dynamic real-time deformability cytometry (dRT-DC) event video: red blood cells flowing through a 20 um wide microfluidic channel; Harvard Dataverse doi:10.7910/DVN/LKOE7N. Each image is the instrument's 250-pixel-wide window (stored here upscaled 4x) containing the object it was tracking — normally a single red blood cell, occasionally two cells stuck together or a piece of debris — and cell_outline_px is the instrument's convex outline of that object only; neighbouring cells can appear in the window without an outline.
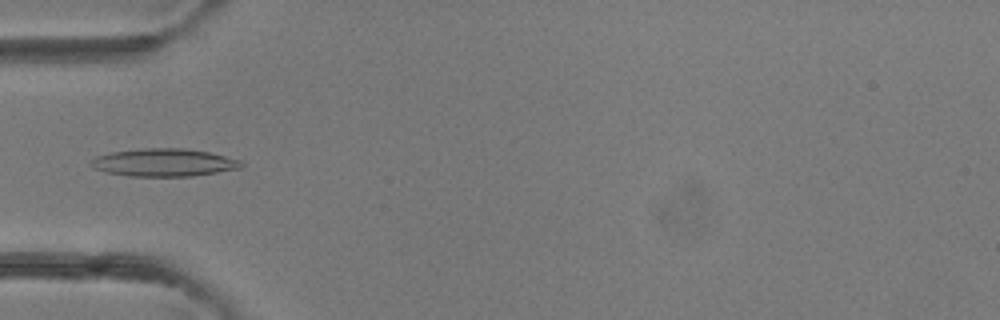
{"species": "common noctule bat (a hibernating species)", "species_latin": "Nyctalus noctula", "temperature_condition": "room temperature", "stored_images_in_passage": 4, "camera_frame_rate_fps": 3000, "um_per_image_px": 0.085, "animal": {"sex": "female"}, "frame": {"image": 1, "passage_image": 4, "time_ms": 3.0, "image_size_px": [1000, 320], "cell_outline_px": [[244, 164], [240, 168], [192, 176], [128, 176], [104, 172], [92, 168], [88, 164], [88, 160], [96, 156], [112, 152], [144, 148], [188, 148], [208, 152], [240, 160]], "centroid_in_image_um": [13.86, 13.81], "position_along_channel_um": 71.1, "area_um2": 24.45}}